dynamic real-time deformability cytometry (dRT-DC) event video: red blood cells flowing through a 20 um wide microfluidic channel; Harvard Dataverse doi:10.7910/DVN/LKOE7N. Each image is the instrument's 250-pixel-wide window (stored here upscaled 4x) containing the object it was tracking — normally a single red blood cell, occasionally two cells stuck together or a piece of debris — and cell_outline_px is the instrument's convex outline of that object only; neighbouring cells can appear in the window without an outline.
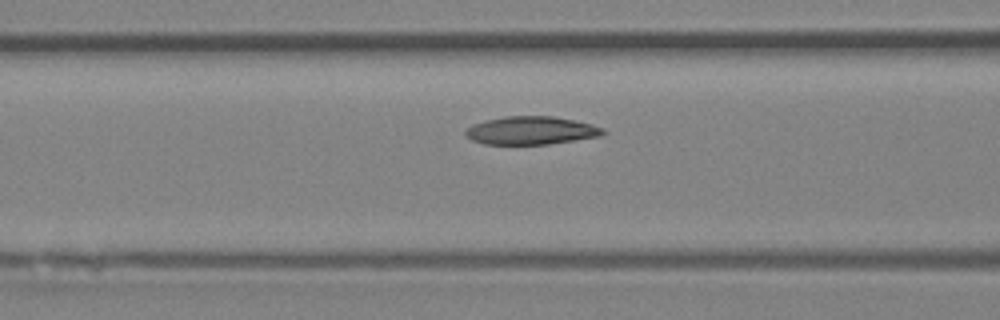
{"species": "Egyptian fruit bat (a non-hibernating species)", "species_latin": "Rousettus aegyptiacus", "temperature_condition": "room temperature", "stored_images_in_passage": 15, "camera_frame_rate_fps": 3000, "um_per_image_px": 0.085, "animal": {"sex": "female"}, "frame": {"image": 1, "passage_image": 13, "time_ms": 4.0, "image_size_px": [1000, 320], "cell_outline_px": [[608, 132], [600, 136], [548, 144], [484, 144], [472, 140], [464, 132], [472, 124], [484, 120], [504, 116], [552, 116], [592, 124], [604, 128]], "centroid_in_image_um": [45.15, 11.09], "position_along_channel_um": 121.4, "area_um2": 22.48}}